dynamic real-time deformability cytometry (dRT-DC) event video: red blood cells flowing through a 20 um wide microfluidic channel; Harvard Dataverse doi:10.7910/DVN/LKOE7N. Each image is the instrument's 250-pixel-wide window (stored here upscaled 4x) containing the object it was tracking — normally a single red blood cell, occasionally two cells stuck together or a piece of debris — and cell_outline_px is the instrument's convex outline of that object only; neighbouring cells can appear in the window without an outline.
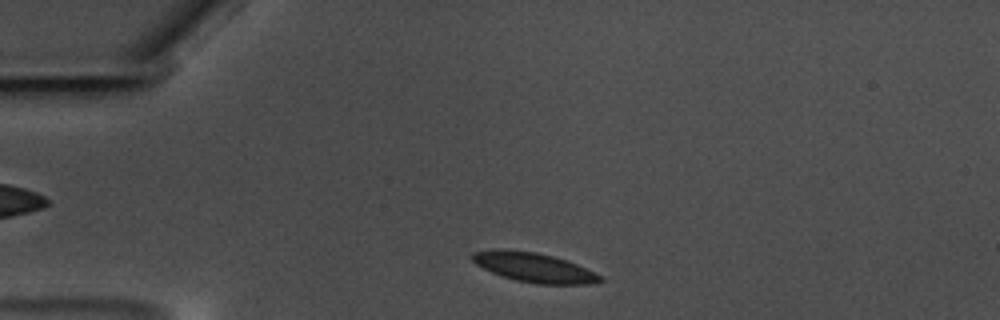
{"species": "common noctule bat (a hibernating species)", "species_latin": "Nyctalus noctula", "temperature_condition": "warm", "stored_images_in_passage": 41, "camera_frame_rate_fps": 3000, "um_per_image_px": 0.085, "animal": {"sex": "male", "body_mass_g": 17.5, "forearm_length_mm": 52.3}, "frame": {"image": 1, "passage_image": 3, "time_ms": 0.667, "image_size_px": [1000, 320], "cell_outline_px": [[604, 280], [588, 284], [536, 284], [516, 280], [492, 272], [476, 264], [472, 260], [472, 252], [496, 248], [504, 248], [536, 252], [552, 256], [576, 264], [604, 276]], "centroid_in_image_um": [45.38, 22.72], "position_along_channel_um": 39.6, "area_um2": 21.91}}
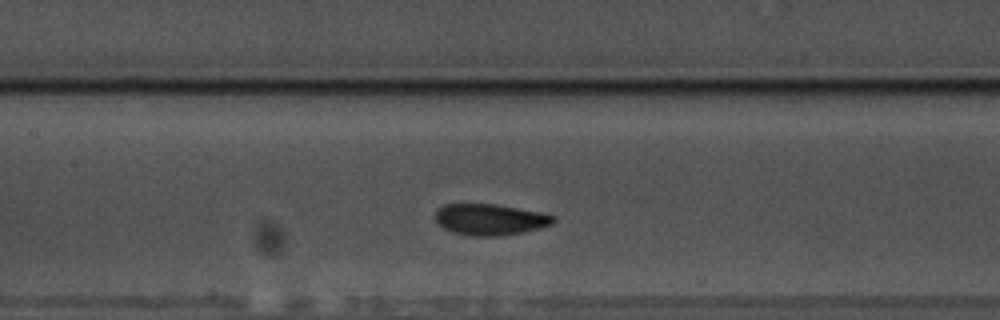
{"frame": {"image": 2, "passage_image": 17, "time_ms": 5.333, "image_size_px": [1000, 320], "cell_outline_px": [[556, 220], [552, 224], [524, 232], [500, 236], [472, 236], [452, 232], [436, 224], [436, 212], [444, 204], [496, 204], [540, 212], [556, 216]], "centroid_in_image_um": [41.66, 18.66], "position_along_channel_um": 165.7, "area_um2": 21.5}}
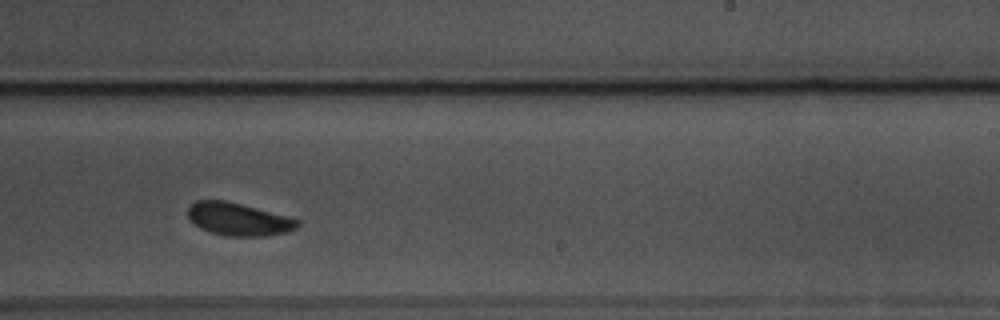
{"frame": {"image": 3, "passage_image": 26, "time_ms": 8.333, "image_size_px": [1000, 320], "cell_outline_px": [[300, 224], [296, 228], [288, 232], [264, 236], [228, 236], [208, 232], [200, 228], [188, 220], [188, 208], [196, 200], [224, 200], [240, 204], [300, 220]], "centroid_in_image_um": [20.23, 18.65], "position_along_channel_um": 268.8, "area_um2": 20.81}}